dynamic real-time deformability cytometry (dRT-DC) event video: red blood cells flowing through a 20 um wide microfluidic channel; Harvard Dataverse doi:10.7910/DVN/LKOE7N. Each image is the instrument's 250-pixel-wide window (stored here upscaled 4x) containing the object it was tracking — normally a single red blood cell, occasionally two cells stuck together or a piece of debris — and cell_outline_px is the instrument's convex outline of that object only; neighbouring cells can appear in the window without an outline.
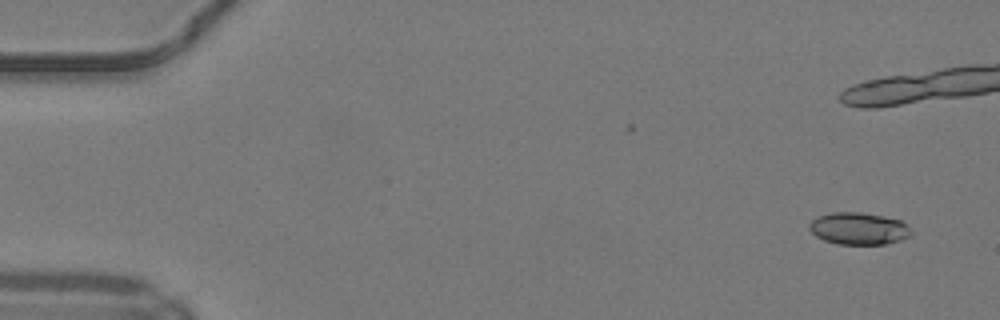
{"species": "common noctule bat (a hibernating species)", "species_latin": "Nyctalus noctula", "temperature_condition": "warm", "stored_images_in_passage": 9, "camera_frame_rate_fps": 3000, "um_per_image_px": 0.085, "animal": {"sex": "male", "body_mass_g": 19.2, "forearm_length_mm": 51.8}, "frame": {"image": 1, "passage_image": 3, "time_ms": 0.667, "image_size_px": [1000, 320], "cell_outline_px": [[912, 232], [908, 236], [900, 240], [884, 244], [836, 244], [824, 240], [816, 236], [808, 228], [808, 224], [812, 220], [820, 216], [832, 212], [860, 212], [900, 220]], "centroid_in_image_um": [72.94, 19.43], "position_along_channel_um": 12.1, "area_um2": 18.79}}